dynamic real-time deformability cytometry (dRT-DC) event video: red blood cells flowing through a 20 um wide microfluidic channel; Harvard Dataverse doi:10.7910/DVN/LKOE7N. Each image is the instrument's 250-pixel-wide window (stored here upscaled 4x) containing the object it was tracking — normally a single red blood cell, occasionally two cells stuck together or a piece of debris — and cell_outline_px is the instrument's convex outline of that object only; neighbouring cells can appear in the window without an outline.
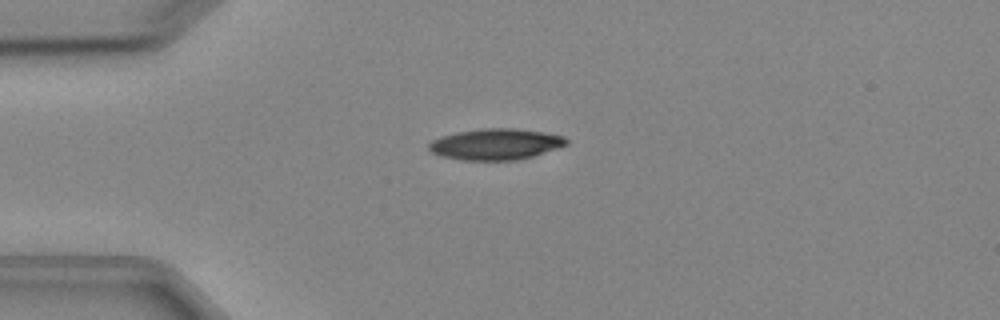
{"species": "Egyptian fruit bat (a non-hibernating species)", "species_latin": "Rousettus aegyptiacus", "temperature_condition": "cold", "stored_images_in_passage": 7, "camera_frame_rate_fps": 3000, "um_per_image_px": 0.085, "animal": {"sex": "female"}, "frame": {"image": 1, "passage_image": 4, "time_ms": 3.333, "image_size_px": [1000, 320], "cell_outline_px": [[568, 144], [532, 156], [516, 160], [460, 160], [444, 156], [432, 152], [428, 148], [428, 144], [432, 140], [440, 136], [456, 132], [480, 128], [512, 128], [540, 132], [564, 136], [568, 140]], "centroid_in_image_um": [42.09, 12.25], "position_along_channel_um": 42.9, "area_um2": 24.74}}